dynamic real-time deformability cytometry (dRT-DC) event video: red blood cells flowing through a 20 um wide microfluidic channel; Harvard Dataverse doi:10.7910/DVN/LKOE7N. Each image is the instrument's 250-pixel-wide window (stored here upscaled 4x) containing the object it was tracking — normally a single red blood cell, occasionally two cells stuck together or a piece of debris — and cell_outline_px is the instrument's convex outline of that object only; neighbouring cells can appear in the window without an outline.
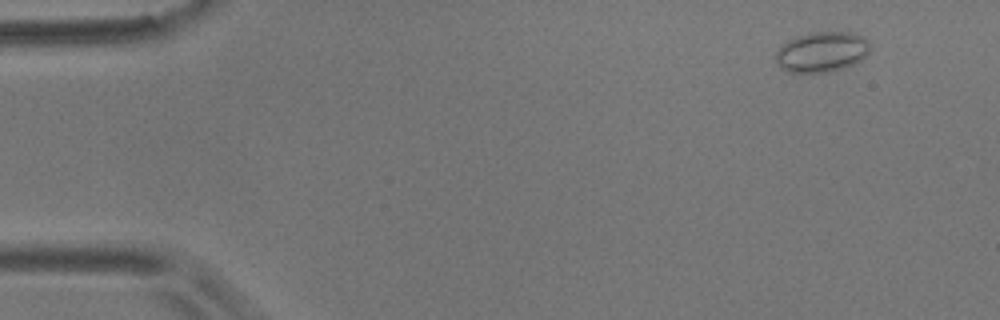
{"species": "common noctule bat (a hibernating species)", "species_latin": "Nyctalus noctula", "temperature_condition": "room temperature", "stored_images_in_passage": 6, "camera_frame_rate_fps": 3000, "um_per_image_px": 0.085, "animal": {"sex": "male", "body_mass_g": 17.9}, "frame": {"image": 1, "passage_image": 1, "time_ms": 0.0, "image_size_px": [1000, 320], "cell_outline_px": [[868, 52], [860, 60], [852, 64], [828, 72], [788, 72], [780, 68], [776, 64], [776, 52], [780, 44], [796, 36], [812, 32], [848, 32], [860, 36], [868, 40]], "centroid_in_image_um": [69.77, 4.41], "position_along_channel_um": 15.2, "area_um2": 21.96}}
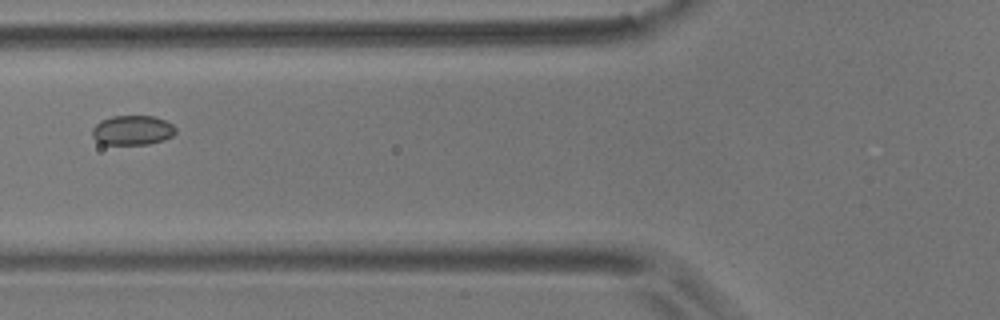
{"frame": {"image": 2, "passage_image": 6, "time_ms": 1.667, "image_size_px": [1000, 320], "cell_outline_px": [[176, 132], [172, 136], [164, 140], [148, 144], [100, 144], [92, 136], [92, 128], [100, 120], [112, 116], [152, 116], [164, 120], [172, 124], [176, 128]], "centroid_in_image_um": [11.24, 11.07], "position_along_channel_um": 114.6, "area_um2": 14.45}}